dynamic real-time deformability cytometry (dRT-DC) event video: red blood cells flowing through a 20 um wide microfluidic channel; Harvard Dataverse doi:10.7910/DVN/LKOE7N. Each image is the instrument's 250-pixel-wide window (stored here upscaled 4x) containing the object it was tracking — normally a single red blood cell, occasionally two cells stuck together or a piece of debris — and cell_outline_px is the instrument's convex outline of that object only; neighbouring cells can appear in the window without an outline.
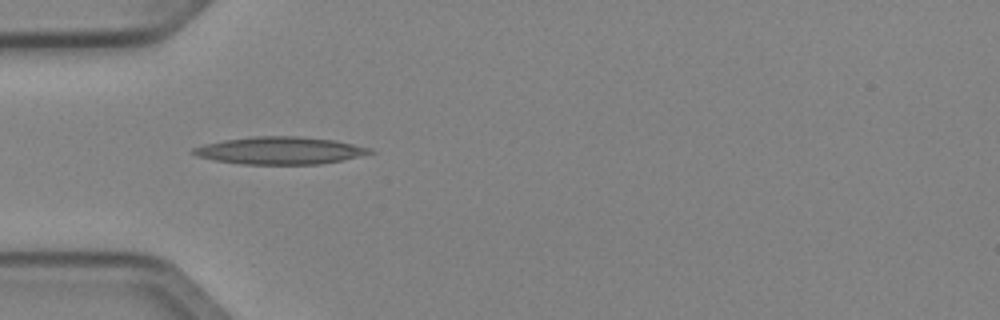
{"species": "Egyptian fruit bat (a non-hibernating species)", "species_latin": "Rousettus aegyptiacus", "temperature_condition": "cold", "stored_images_in_passage": 8, "camera_frame_rate_fps": 3000, "um_per_image_px": 0.085, "animal": {"sex": "female"}, "frame": {"image": 1, "passage_image": 1, "time_ms": 0.0, "image_size_px": [1000, 320], "cell_outline_px": [[376, 152], [340, 160], [320, 164], [244, 164], [216, 160], [196, 156], [192, 152], [192, 148], [204, 144], [224, 140], [252, 136], [296, 136], [336, 140], [372, 148]], "centroid_in_image_um": [23.81, 12.79], "position_along_channel_um": 61.2, "area_um2": 28.09}}
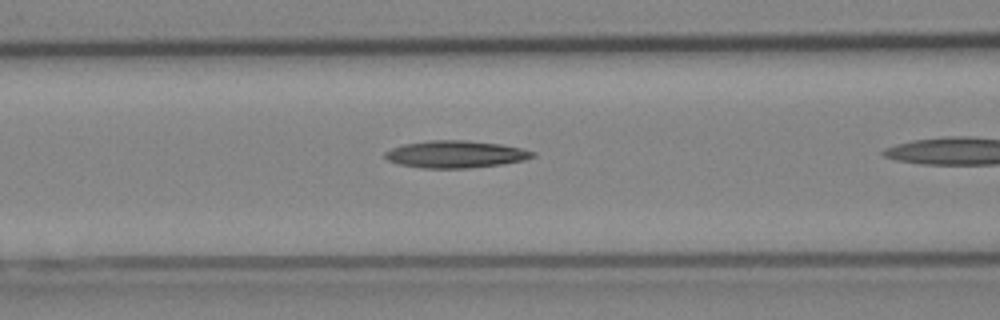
{"frame": {"image": 2, "passage_image": 3, "time_ms": 0.667, "image_size_px": [1000, 320], "cell_outline_px": [[536, 156], [524, 160], [504, 164], [468, 168], [424, 168], [400, 164], [388, 160], [384, 156], [384, 152], [392, 148], [404, 144], [432, 140], [464, 140], [500, 144], [520, 148], [536, 152]], "centroid_in_image_um": [38.75, 13.11], "position_along_channel_um": 127.9, "area_um2": 23.29}}